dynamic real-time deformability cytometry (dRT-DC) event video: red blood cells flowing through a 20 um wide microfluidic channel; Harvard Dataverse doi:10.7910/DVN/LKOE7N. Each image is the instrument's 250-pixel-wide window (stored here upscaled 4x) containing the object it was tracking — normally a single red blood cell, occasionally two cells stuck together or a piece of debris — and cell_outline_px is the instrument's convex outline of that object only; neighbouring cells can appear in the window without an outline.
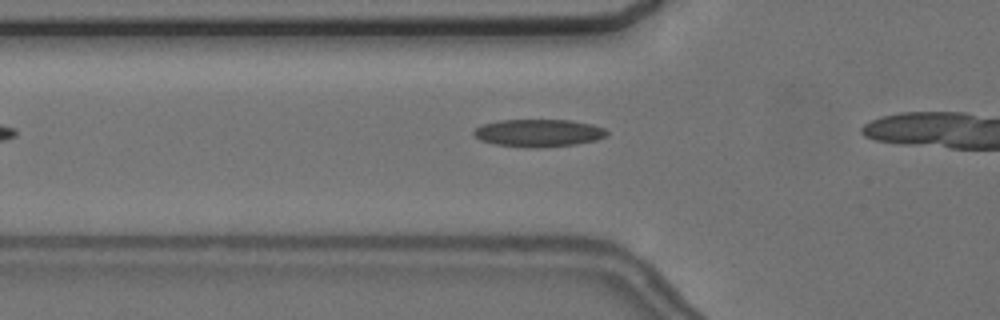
{"species": "common noctule bat (a hibernating species)", "species_latin": "Nyctalus noctula", "temperature_condition": "cold", "stored_images_in_passage": 14, "camera_frame_rate_fps": 3000, "um_per_image_px": 0.085, "animal": {"sex": "female", "body_mass_g": 24.6, "forearm_length_mm": 56.2}, "frame": {"image": 1, "passage_image": 5, "time_ms": 1.333, "image_size_px": [1000, 320], "cell_outline_px": [[608, 136], [596, 140], [576, 144], [540, 148], [528, 148], [496, 144], [480, 140], [472, 132], [476, 128], [484, 124], [496, 120], [568, 120], [592, 124], [604, 128], [608, 132]], "centroid_in_image_um": [45.8, 11.31], "position_along_channel_um": 80.0, "area_um2": 21.44}}
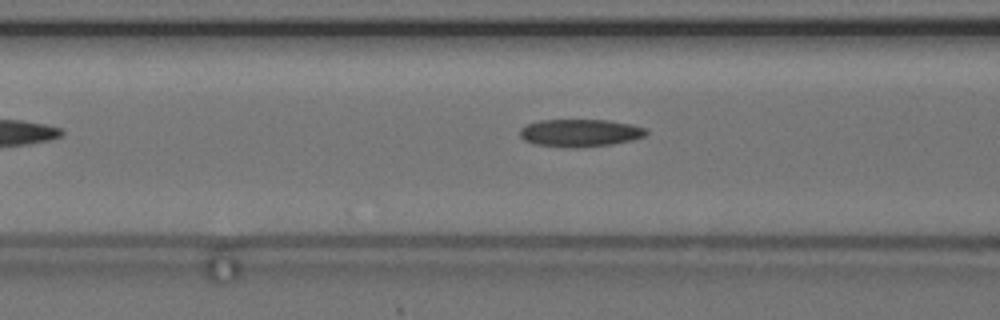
{"frame": {"image": 2, "passage_image": 8, "time_ms": 2.333, "image_size_px": [1000, 320], "cell_outline_px": [[648, 132], [644, 136], [632, 140], [612, 144], [576, 148], [568, 148], [532, 144], [524, 140], [520, 136], [520, 128], [528, 124], [540, 120], [608, 120], [632, 124], [648, 128]], "centroid_in_image_um": [49.31, 11.3], "position_along_channel_um": 117.3, "area_um2": 20.52}}